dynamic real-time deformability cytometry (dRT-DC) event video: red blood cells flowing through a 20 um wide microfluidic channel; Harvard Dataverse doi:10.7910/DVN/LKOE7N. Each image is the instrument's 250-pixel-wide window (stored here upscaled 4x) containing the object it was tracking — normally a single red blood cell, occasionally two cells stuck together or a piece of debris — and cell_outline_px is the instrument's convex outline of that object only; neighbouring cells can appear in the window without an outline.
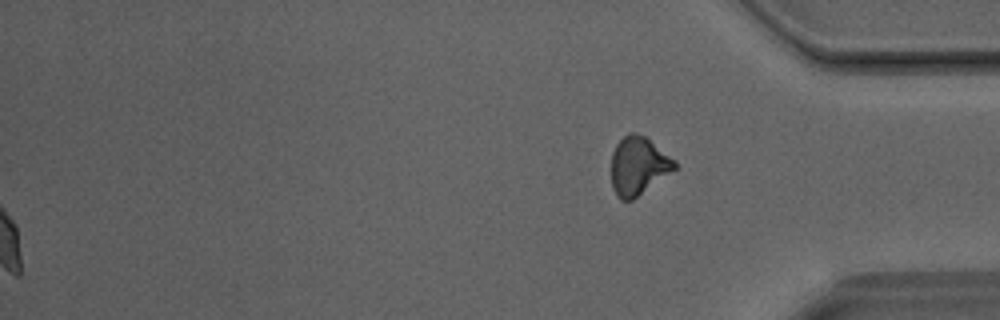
{"species": "Egyptian fruit bat (a non-hibernating species)", "species_latin": "Rousettus aegyptiacus", "temperature_condition": "room temperature", "stored_images_in_passage": 36, "camera_frame_rate_fps": 3000, "um_per_image_px": 0.085, "animal": {"sex": "male"}, "frame": {"image": 1, "passage_image": 36, "time_ms": 11.667, "image_size_px": [1000, 320], "cell_outline_px": [[676, 168], [632, 200], [620, 200], [616, 196], [612, 188], [612, 152], [616, 144], [628, 132], [636, 132], [644, 136], [676, 160]], "centroid_in_image_um": [54.23, 14.09], "position_along_channel_um": 381.0, "area_um2": 21.27}}